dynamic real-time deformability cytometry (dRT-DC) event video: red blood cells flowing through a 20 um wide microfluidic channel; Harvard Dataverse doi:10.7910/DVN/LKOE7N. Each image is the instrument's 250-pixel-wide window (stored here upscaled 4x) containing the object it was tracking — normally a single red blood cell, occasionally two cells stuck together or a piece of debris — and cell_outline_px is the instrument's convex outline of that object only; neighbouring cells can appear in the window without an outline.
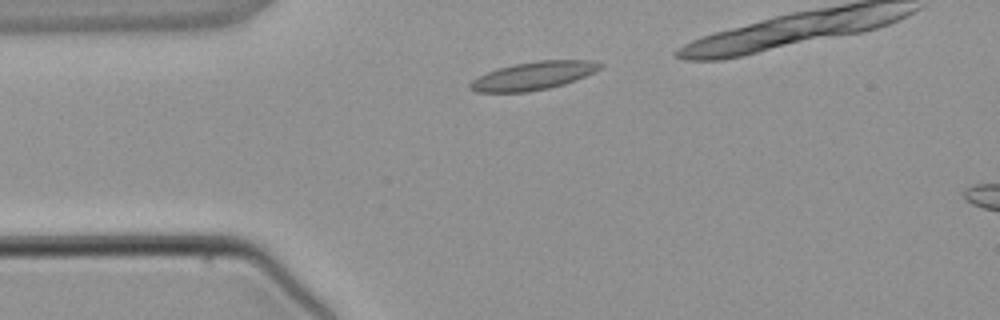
{"species": "common noctule bat (a hibernating species)", "species_latin": "Nyctalus noctula", "temperature_condition": "warm", "stored_images_in_passage": 5, "camera_frame_rate_fps": 3000, "um_per_image_px": 0.085, "animal": {"sex": "male", "body_mass_g": 21.5, "forearm_length_mm": 52.0}, "frame": {"image": 1, "passage_image": 5, "time_ms": 5.667, "image_size_px": [1000, 320], "cell_outline_px": [[604, 64], [596, 72], [564, 84], [548, 88], [528, 92], [476, 92], [468, 88], [468, 84], [472, 80], [488, 72], [512, 64], [540, 60], [592, 60]], "centroid_in_image_um": [45.35, 6.44], "position_along_channel_um": 39.7, "area_um2": 21.27}}